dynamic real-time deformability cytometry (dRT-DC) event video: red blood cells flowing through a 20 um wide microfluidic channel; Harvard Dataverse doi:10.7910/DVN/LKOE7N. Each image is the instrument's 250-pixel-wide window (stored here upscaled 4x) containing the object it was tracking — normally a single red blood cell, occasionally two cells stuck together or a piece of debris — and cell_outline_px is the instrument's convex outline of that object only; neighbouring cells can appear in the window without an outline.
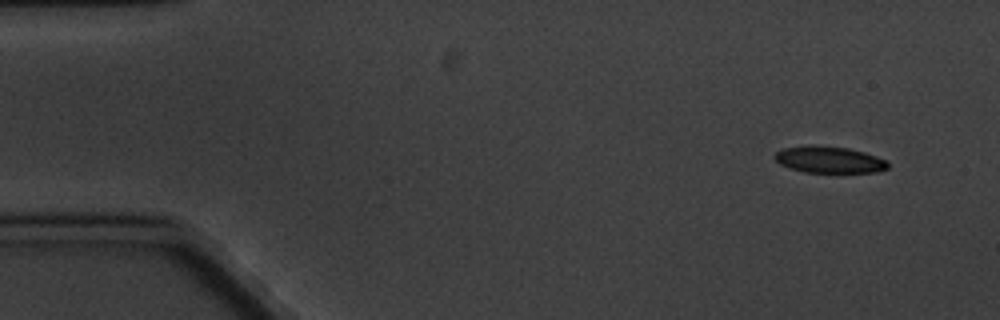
{"species": "common noctule bat (a hibernating species)", "species_latin": "Nyctalus noctula", "temperature_condition": "cold", "stored_images_in_passage": 9, "camera_frame_rate_fps": 3000, "um_per_image_px": 0.085, "animal": {"sex": "male", "body_mass_g": 20.1, "forearm_length_mm": 53.5}, "frame": {"image": 1, "passage_image": 1, "time_ms": 0.0, "image_size_px": [1000, 320], "cell_outline_px": [[888, 168], [876, 172], [804, 172], [780, 164], [772, 156], [780, 148], [812, 144], [816, 144], [848, 148], [864, 152], [876, 156], [884, 160], [888, 164]], "centroid_in_image_um": [70.43, 13.55], "position_along_channel_um": 14.6, "area_um2": 17.63}}
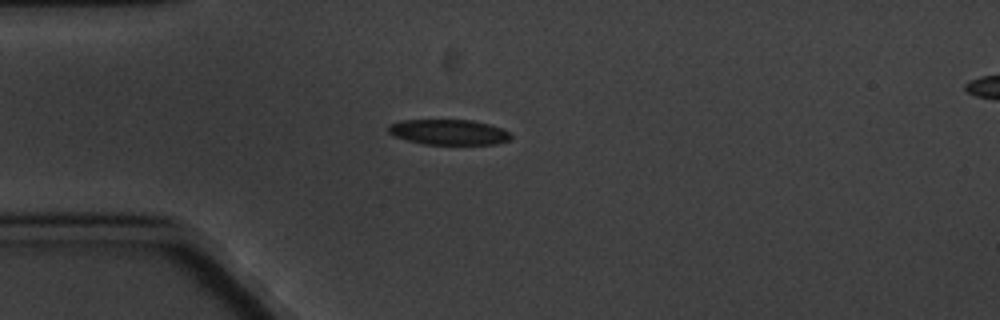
{"frame": {"image": 2, "passage_image": 4, "time_ms": 3.667, "image_size_px": [1000, 320], "cell_outline_px": [[512, 136], [508, 140], [496, 144], [424, 144], [392, 136], [388, 132], [388, 124], [404, 120], [472, 120], [488, 124], [500, 128], [508, 132]], "centroid_in_image_um": [38.1, 11.23], "position_along_channel_um": 46.9, "area_um2": 17.98}}